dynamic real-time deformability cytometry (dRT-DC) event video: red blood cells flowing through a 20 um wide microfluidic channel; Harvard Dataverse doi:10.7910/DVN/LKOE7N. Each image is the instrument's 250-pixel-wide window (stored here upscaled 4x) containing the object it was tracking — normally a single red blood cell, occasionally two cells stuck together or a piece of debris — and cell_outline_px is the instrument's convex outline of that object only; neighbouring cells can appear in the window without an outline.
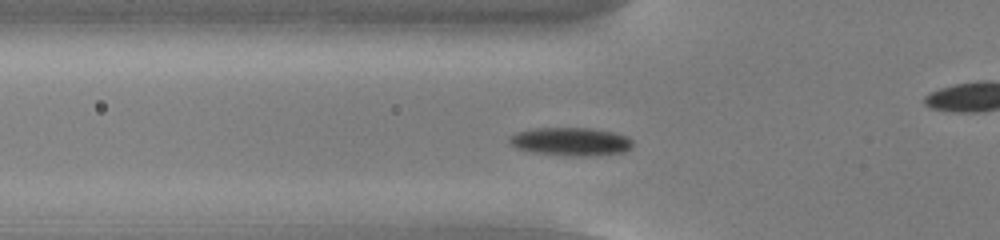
{"species": "common noctule bat (a hibernating species)", "species_latin": "Nyctalus noctula", "temperature_condition": "cold", "stored_images_in_passage": 50, "camera_frame_rate_fps": 3000, "um_per_image_px": 0.085, "animal": {"sex": "male", "body_mass_g": 13.0, "forearm_length_mm": 53.1}, "frame": {"image": 1, "passage_image": 14, "time_ms": 4.333, "image_size_px": [1000, 240], "cell_outline_px": [[632, 148], [624, 152], [588, 156], [572, 156], [532, 152], [516, 148], [508, 140], [508, 136], [516, 132], [536, 128], [592, 128], [612, 132], [628, 136], [632, 140]], "centroid_in_image_um": [48.52, 12.03], "position_along_channel_um": 77.3, "area_um2": 20.35}}
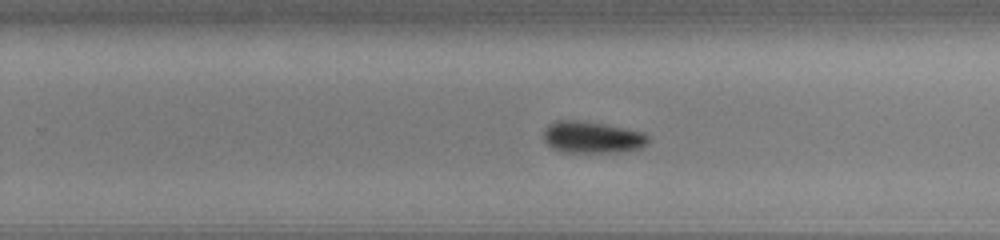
{"frame": {"image": 2, "passage_image": 30, "time_ms": 9.667, "image_size_px": [1000, 240], "cell_outline_px": [[648, 144], [640, 148], [628, 152], [560, 152], [552, 148], [544, 140], [544, 128], [548, 124], [556, 120], [576, 120], [604, 124], [644, 132], [648, 136]], "centroid_in_image_um": [50.34, 11.67], "position_along_channel_um": 279.5, "area_um2": 19.54}}
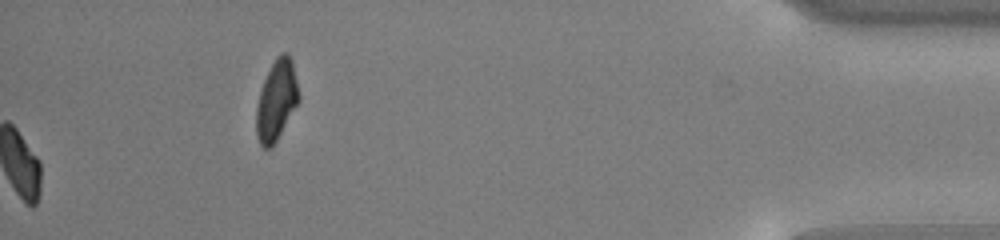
{"frame": {"image": 3, "passage_image": 50, "time_ms": 16.333, "image_size_px": [1000, 240], "cell_outline_px": [[300, 100], [272, 148], [264, 148], [260, 144], [256, 136], [256, 108], [260, 92], [264, 80], [276, 56], [280, 52], [288, 52], [292, 60], [300, 96]], "centroid_in_image_um": [23.51, 8.53], "position_along_channel_um": 411.7, "area_um2": 19.94}, "authors_computed_cell_mechanics": {"area_um2": 18.9295, "velocity_mm_per_s": 3.793, "shape_relaxation_time_tau1_ms": 2.8041, "shape_relaxation_time_tau2_ms": null, "deformation_change_tau1": 0.0939, "deformation_change_tau2": null}}